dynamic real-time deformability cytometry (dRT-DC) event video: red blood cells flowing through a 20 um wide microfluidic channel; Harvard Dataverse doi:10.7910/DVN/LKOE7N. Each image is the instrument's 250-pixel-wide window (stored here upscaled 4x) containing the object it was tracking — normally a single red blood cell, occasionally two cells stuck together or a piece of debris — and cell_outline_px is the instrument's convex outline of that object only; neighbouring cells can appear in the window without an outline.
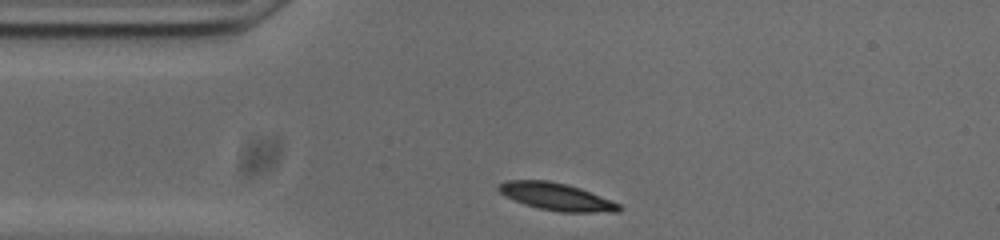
{"species": "common noctule bat (a hibernating species)", "species_latin": "Nyctalus noctula", "temperature_condition": "cold", "stored_images_in_passage": 32, "camera_frame_rate_fps": 3000, "um_per_image_px": 0.085, "animal": {"sex": "male", "body_mass_g": 20.0, "forearm_length_mm": 53.3}, "frame": {"image": 1, "passage_image": 1, "time_ms": 0.0, "image_size_px": [1000, 240], "cell_outline_px": [[624, 208], [620, 212], [560, 212], [540, 208], [524, 204], [500, 192], [496, 188], [504, 180], [548, 180], [568, 184], [580, 188], [620, 204]], "centroid_in_image_um": [47.33, 16.71], "position_along_channel_um": 37.7, "area_um2": 19.07}}
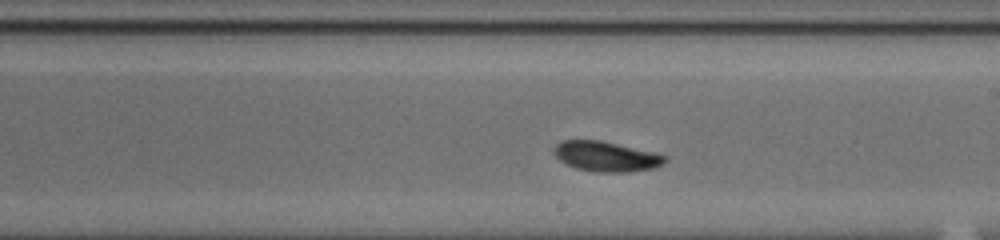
{"frame": {"image": 2, "passage_image": 19, "time_ms": 6.0, "image_size_px": [1000, 240], "cell_outline_px": [[668, 160], [664, 164], [656, 168], [628, 172], [596, 172], [576, 168], [560, 160], [552, 152], [552, 148], [560, 140], [600, 140], [656, 152], [668, 156]], "centroid_in_image_um": [51.56, 13.29], "position_along_channel_um": 237.4, "area_um2": 19.77}}
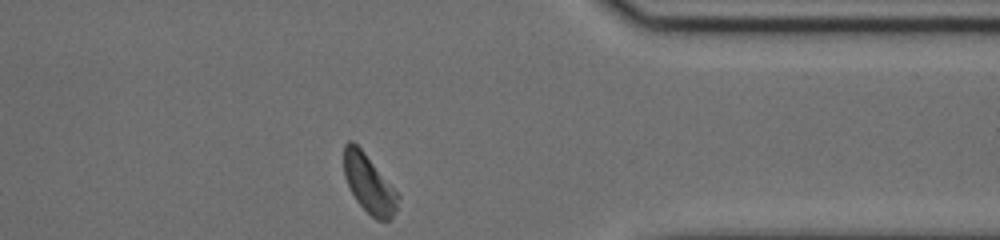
{"frame": {"image": 3, "passage_image": 32, "time_ms": 10.333, "image_size_px": [1000, 240], "cell_outline_px": [[400, 196], [396, 208], [392, 216], [388, 220], [376, 220], [356, 200], [344, 176], [344, 144], [348, 140], [352, 140], [364, 152]], "centroid_in_image_um": [31.34, 15.6], "position_along_channel_um": 380.1, "area_um2": 17.92}, "authors_computed_cell_mechanics": {"area_um2": 19.3919, "velocity_mm_per_s": 3.6885, "shape_relaxation_time_tau1_ms": 2.1634, "shape_relaxation_time_tau2_ms": null, "deformation_change_tau1": 0.1138, "deformation_change_tau2": null}}